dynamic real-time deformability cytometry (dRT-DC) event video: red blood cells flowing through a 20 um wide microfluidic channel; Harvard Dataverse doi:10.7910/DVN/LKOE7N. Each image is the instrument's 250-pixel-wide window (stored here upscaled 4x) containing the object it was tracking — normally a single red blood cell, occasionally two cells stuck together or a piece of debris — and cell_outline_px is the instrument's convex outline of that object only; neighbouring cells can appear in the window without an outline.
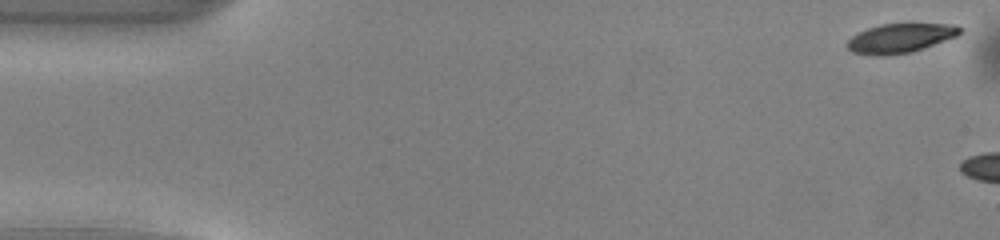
{"species": "common noctule bat (a hibernating species)", "species_latin": "Nyctalus noctula", "temperature_condition": "warm", "stored_images_in_passage": 5, "camera_frame_rate_fps": 3000, "um_per_image_px": 0.085, "animal": {"sex": "male", "body_mass_g": 13.0, "forearm_length_mm": 53.1}, "frame": {"image": 1, "passage_image": 1, "time_ms": 0.0, "image_size_px": [1000, 240], "cell_outline_px": [[964, 28], [956, 36], [924, 48], [912, 52], [884, 56], [876, 56], [852, 52], [848, 48], [848, 40], [852, 36], [868, 28], [880, 24], [956, 24]], "centroid_in_image_um": [76.54, 3.25], "position_along_channel_um": 8.5, "area_um2": 19.13}}